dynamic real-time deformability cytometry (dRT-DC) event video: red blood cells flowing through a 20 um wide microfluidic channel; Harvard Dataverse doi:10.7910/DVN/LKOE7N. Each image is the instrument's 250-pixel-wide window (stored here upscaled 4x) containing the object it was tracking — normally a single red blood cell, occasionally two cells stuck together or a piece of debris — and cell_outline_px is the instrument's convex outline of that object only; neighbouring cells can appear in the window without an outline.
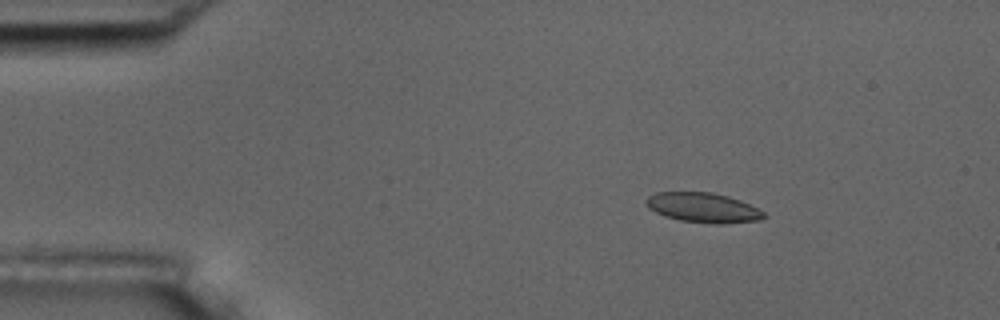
{"species": "common noctule bat (a hibernating species)", "species_latin": "Nyctalus noctula", "temperature_condition": "room temperature", "stored_images_in_passage": 5, "camera_frame_rate_fps": 3000, "um_per_image_px": 0.085, "animal": {"sex": "male", "body_mass_g": 17.5, "forearm_length_mm": 52.3}, "frame": {"image": 1, "passage_image": 3, "time_ms": 2.333, "image_size_px": [1000, 320], "cell_outline_px": [[768, 216], [760, 220], [716, 224], [680, 220], [664, 216], [648, 208], [644, 200], [648, 196], [656, 192], [712, 192], [728, 196], [740, 200], [764, 212]], "centroid_in_image_um": [59.74, 17.64], "position_along_channel_um": 25.3, "area_um2": 20.4}}